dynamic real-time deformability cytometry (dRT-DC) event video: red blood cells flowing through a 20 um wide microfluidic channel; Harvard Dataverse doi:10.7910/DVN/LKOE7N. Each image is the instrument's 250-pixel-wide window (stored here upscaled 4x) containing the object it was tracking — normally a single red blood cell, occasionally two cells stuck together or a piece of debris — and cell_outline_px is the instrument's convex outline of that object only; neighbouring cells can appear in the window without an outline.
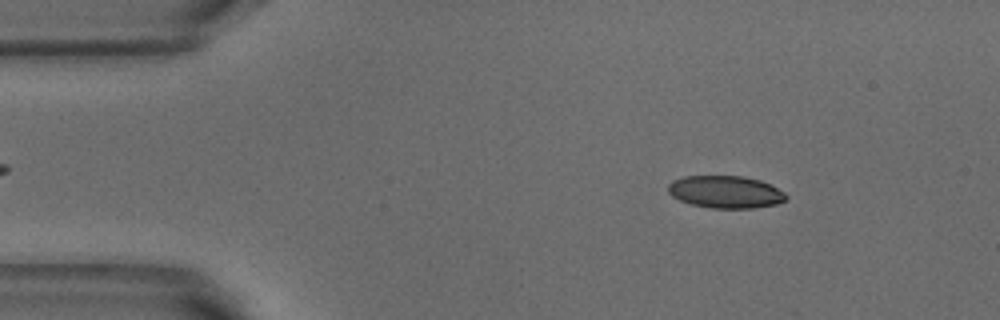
{"species": "common noctule bat (a hibernating species)", "species_latin": "Nyctalus noctula", "temperature_condition": "warm", "stored_images_in_passage": 26, "camera_frame_rate_fps": 3000, "um_per_image_px": 0.085, "animal": {"sex": "male", "body_mass_g": 18.8}, "frame": {"image": 1, "passage_image": 2, "time_ms": 0.333, "image_size_px": [1000, 320], "cell_outline_px": [[788, 196], [784, 200], [776, 204], [752, 208], [712, 208], [692, 204], [680, 200], [672, 196], [668, 192], [668, 184], [672, 180], [684, 176], [744, 176], [760, 180], [784, 192]], "centroid_in_image_um": [61.64, 16.31], "position_along_channel_um": 23.4, "area_um2": 22.14}}
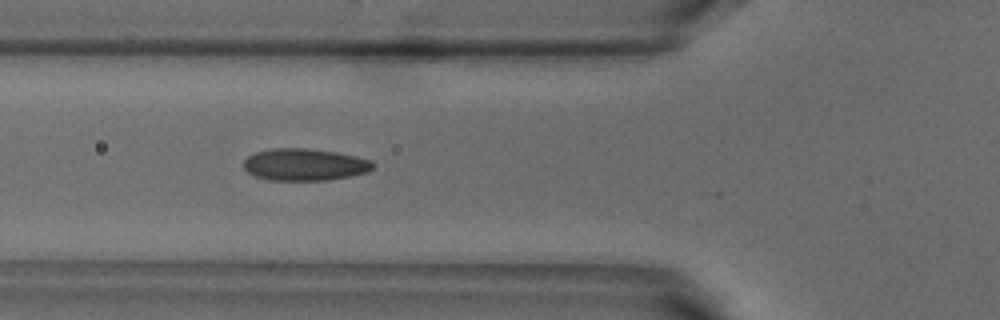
{"frame": {"image": 2, "passage_image": 13, "time_ms": 4.0, "image_size_px": [1000, 320], "cell_outline_px": [[372, 168], [368, 172], [328, 180], [268, 180], [256, 176], [248, 172], [244, 168], [244, 160], [248, 156], [256, 152], [272, 148], [308, 148], [336, 152], [356, 156], [372, 160]], "centroid_in_image_um": [25.88, 13.98], "position_along_channel_um": 99.9, "area_um2": 24.04}}
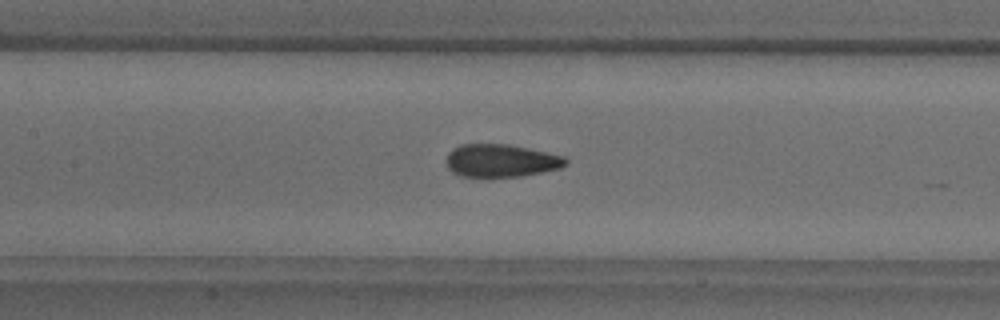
{"frame": {"image": 3, "passage_image": 18, "time_ms": 5.667, "image_size_px": [1000, 320], "cell_outline_px": [[568, 164], [560, 168], [520, 176], [460, 176], [452, 172], [448, 168], [448, 152], [452, 148], [460, 144], [508, 144], [528, 148], [564, 156], [568, 160]], "centroid_in_image_um": [42.59, 13.64], "position_along_channel_um": 164.8, "area_um2": 22.66}}